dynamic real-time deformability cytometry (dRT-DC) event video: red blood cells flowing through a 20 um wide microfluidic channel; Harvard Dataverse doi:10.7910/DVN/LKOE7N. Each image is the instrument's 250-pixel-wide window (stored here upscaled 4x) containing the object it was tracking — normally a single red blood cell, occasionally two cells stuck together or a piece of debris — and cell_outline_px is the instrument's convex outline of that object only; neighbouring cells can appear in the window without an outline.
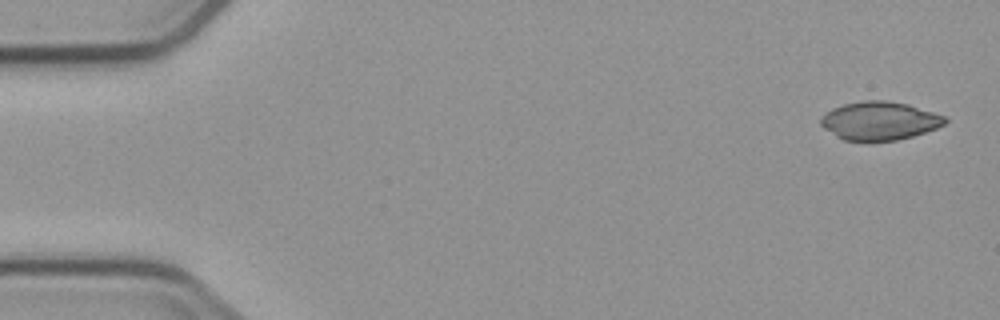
{"species": "common noctule bat (a hibernating species)", "species_latin": "Nyctalus noctula", "temperature_condition": "cold", "stored_images_in_passage": 4, "camera_frame_rate_fps": 3000, "um_per_image_px": 0.085, "animal": {"sex": "male", "body_mass_g": 23.1, "forearm_length_mm": 52.7}, "frame": {"image": 1, "passage_image": 1, "time_ms": 0.0, "image_size_px": [1000, 320], "cell_outline_px": [[948, 120], [944, 124], [936, 128], [912, 136], [896, 140], [844, 140], [836, 136], [824, 128], [820, 124], [820, 116], [832, 108], [844, 104], [864, 100], [884, 100], [908, 104], [944, 116]], "centroid_in_image_um": [74.73, 10.25], "position_along_channel_um": 10.3, "area_um2": 27.51}}